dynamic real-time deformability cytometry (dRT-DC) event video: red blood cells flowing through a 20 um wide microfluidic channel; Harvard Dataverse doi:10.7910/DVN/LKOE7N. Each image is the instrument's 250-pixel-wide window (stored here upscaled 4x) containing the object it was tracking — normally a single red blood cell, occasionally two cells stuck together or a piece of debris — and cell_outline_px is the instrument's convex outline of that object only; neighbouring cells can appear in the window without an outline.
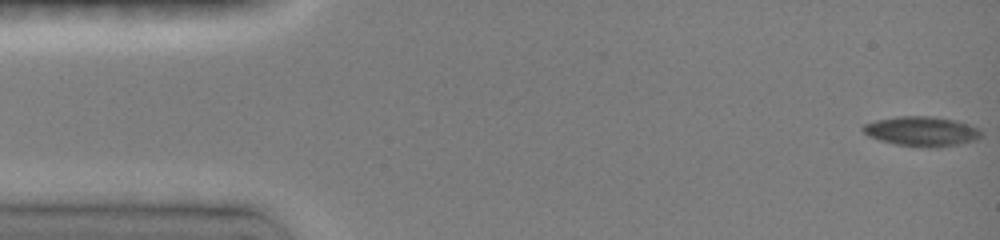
{"species": "common noctule bat (a hibernating species)", "species_latin": "Nyctalus noctula", "temperature_condition": "room temperature", "stored_images_in_passage": 5, "camera_frame_rate_fps": 3000, "um_per_image_px": 0.085, "animal": {"sex": "female", "body_mass_g": 19.0, "forearm_length_mm": 51.5}, "frame": {"image": 1, "passage_image": 1, "time_ms": 0.0, "image_size_px": [1000, 240], "cell_outline_px": [[980, 136], [976, 140], [960, 144], [936, 148], [924, 148], [896, 144], [880, 140], [868, 136], [860, 128], [864, 124], [876, 120], [896, 116], [932, 116], [956, 120], [968, 124], [976, 128], [980, 132]], "centroid_in_image_um": [78.31, 11.17], "position_along_channel_um": 6.7, "area_um2": 20.58}}
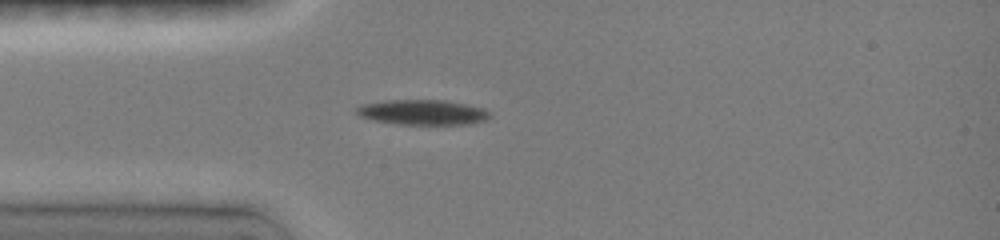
{"frame": {"image": 2, "passage_image": 5, "time_ms": 1.333, "image_size_px": [1000, 240], "cell_outline_px": [[492, 116], [488, 120], [472, 124], [396, 124], [376, 120], [360, 116], [356, 112], [356, 108], [360, 104], [388, 100], [444, 100], [468, 104], [484, 108]], "centroid_in_image_um": [35.98, 9.54], "position_along_channel_um": 49.0, "area_um2": 19.59}}